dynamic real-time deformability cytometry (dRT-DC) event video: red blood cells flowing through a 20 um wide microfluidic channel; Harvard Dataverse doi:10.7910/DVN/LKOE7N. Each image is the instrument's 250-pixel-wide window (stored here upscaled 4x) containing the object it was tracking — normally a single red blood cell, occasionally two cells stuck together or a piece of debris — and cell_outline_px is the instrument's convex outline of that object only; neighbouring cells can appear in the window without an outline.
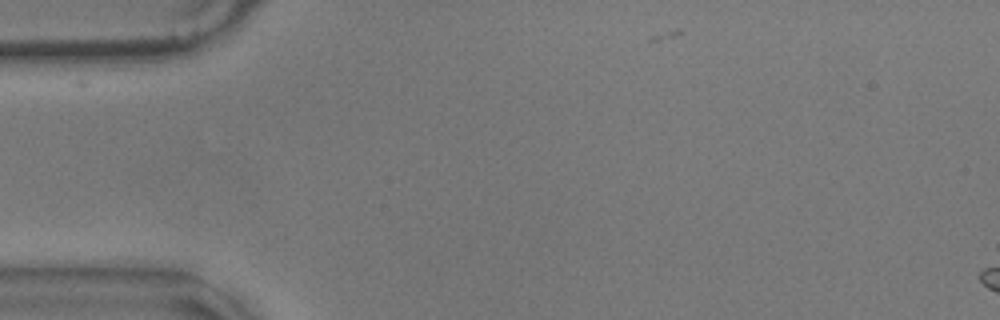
{"species": "common noctule bat (a hibernating species)", "species_latin": "Nyctalus noctula", "temperature_condition": "warm", "stored_images_in_passage": 2, "camera_frame_rate_fps": 3000, "um_per_image_px": 0.085, "animal": {"sex": "male", "body_mass_g": 17.9}, "frame": {"image": 1, "passage_image": 2, "time_ms": 0.333, "image_size_px": [1000, 320], "cell_outline_px": [[180, 272], [176, 276], [160, 276], [12, 272], [12, 268], [20, 260], [56, 260], [144, 268]], "centroid_in_image_um": [7.2, 22.84], "position_along_channel_um": 77.8, "area_um2": 11.85}}